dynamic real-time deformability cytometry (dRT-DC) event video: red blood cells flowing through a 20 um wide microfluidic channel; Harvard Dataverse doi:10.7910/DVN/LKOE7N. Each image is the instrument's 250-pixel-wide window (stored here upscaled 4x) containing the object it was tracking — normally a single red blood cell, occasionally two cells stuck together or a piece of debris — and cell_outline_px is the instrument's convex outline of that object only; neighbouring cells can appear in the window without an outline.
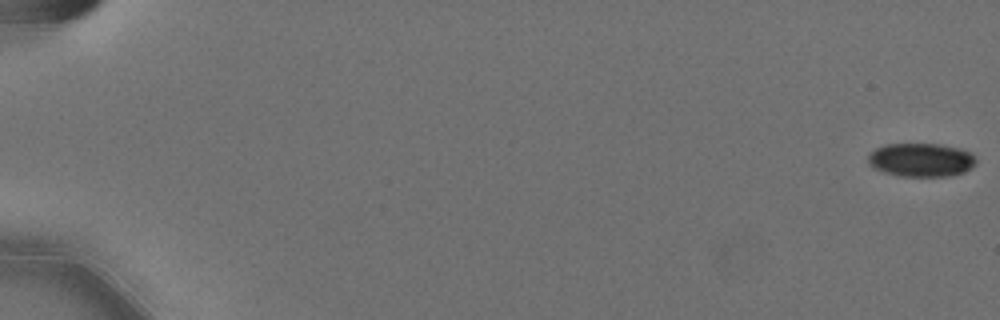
{"species": "Egyptian fruit bat (a non-hibernating species)", "species_latin": "Rousettus aegyptiacus", "temperature_condition": "cold", "stored_images_in_passage": 56, "camera_frame_rate_fps": 3000, "um_per_image_px": 0.085, "animal": {"sex": "female"}, "frame": {"image": 1, "passage_image": 1, "time_ms": 0.0, "image_size_px": [1000, 320], "cell_outline_px": [[976, 164], [972, 168], [964, 172], [952, 176], [900, 176], [884, 172], [868, 164], [868, 156], [876, 148], [884, 144], [940, 144], [960, 148], [972, 152], [976, 160]], "centroid_in_image_um": [78.34, 13.59], "position_along_channel_um": 6.7, "area_um2": 21.27}}
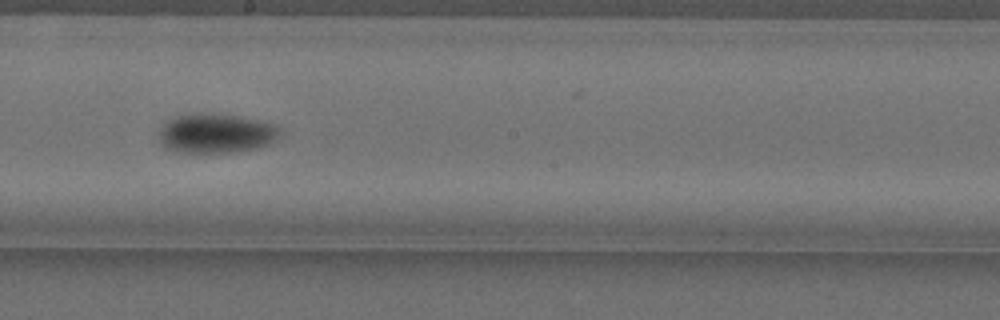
{"frame": {"image": 2, "passage_image": 35, "time_ms": 11.333, "image_size_px": [1000, 320], "cell_outline_px": [[280, 136], [268, 144], [256, 148], [228, 152], [184, 152], [168, 148], [160, 144], [160, 128], [168, 120], [176, 116], [200, 112], [212, 112], [240, 116], [276, 124], [280, 128]], "centroid_in_image_um": [18.38, 11.3], "position_along_channel_um": 229.8, "area_um2": 27.86}}
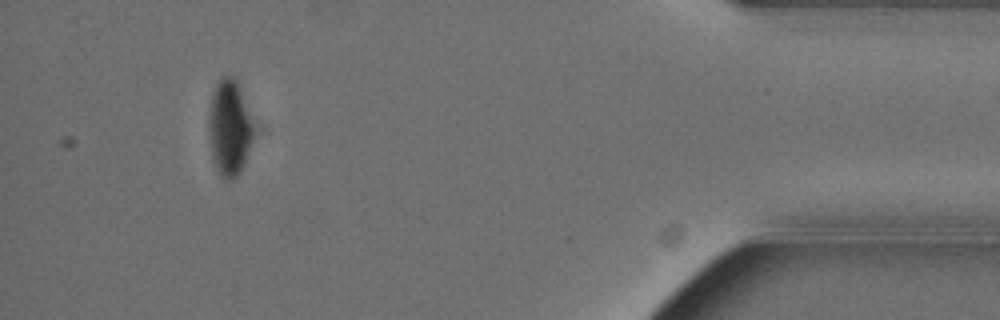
{"frame": {"image": 3, "passage_image": 55, "time_ms": 18.0, "image_size_px": [1000, 320], "cell_outline_px": [[260, 128], [244, 164], [240, 172], [232, 180], [224, 180], [220, 176], [216, 168], [212, 156], [208, 124], [208, 120], [212, 92], [220, 76], [232, 76], [240, 80]], "centroid_in_image_um": [19.63, 10.78], "position_along_channel_um": 415.6, "area_um2": 27.11}}